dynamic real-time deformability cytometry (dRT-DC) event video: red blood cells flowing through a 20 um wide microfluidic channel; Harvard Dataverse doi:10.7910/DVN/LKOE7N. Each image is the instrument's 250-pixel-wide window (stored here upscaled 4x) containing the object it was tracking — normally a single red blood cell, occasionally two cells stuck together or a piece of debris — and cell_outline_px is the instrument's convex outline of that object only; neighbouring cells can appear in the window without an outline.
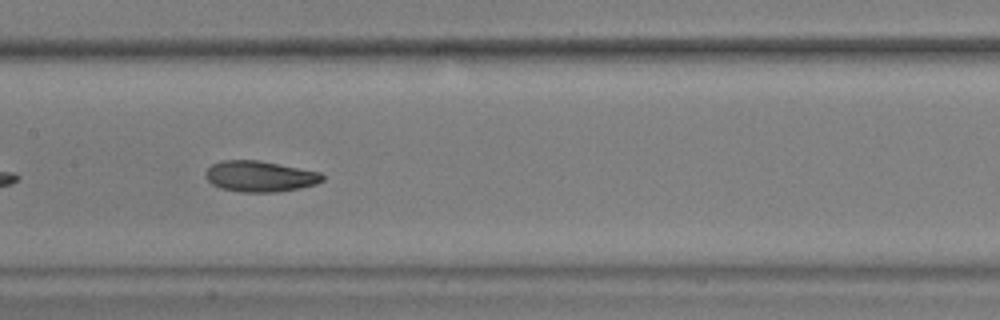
{"species": "common noctule bat (a hibernating species)", "species_latin": "Nyctalus noctula", "temperature_condition": "warm", "stored_images_in_passage": 40, "camera_frame_rate_fps": 3000, "um_per_image_px": 0.085, "animal": {"sex": "male", "body_mass_g": 17.9, "forearm_length_mm": 54.2}, "frame": {"image": 1, "passage_image": 12, "time_ms": 3.667, "image_size_px": [1000, 320], "cell_outline_px": [[324, 180], [316, 184], [300, 188], [276, 192], [236, 192], [220, 188], [212, 184], [204, 176], [204, 172], [212, 164], [220, 160], [260, 160], [320, 172], [324, 176]], "centroid_in_image_um": [22.07, 14.99], "position_along_channel_um": 185.3, "area_um2": 21.27}, "authors_computed_cell_mechanics": {"area_um2": 21.3282, "velocity_mm_per_s": 3.592, "shape_relaxation_time_tau1_ms": 5.0726, "shape_relaxation_time_tau2_ms": 1.9678, "deformation_change_tau1": 0.1503, "deformation_change_tau2": 0.0819}}